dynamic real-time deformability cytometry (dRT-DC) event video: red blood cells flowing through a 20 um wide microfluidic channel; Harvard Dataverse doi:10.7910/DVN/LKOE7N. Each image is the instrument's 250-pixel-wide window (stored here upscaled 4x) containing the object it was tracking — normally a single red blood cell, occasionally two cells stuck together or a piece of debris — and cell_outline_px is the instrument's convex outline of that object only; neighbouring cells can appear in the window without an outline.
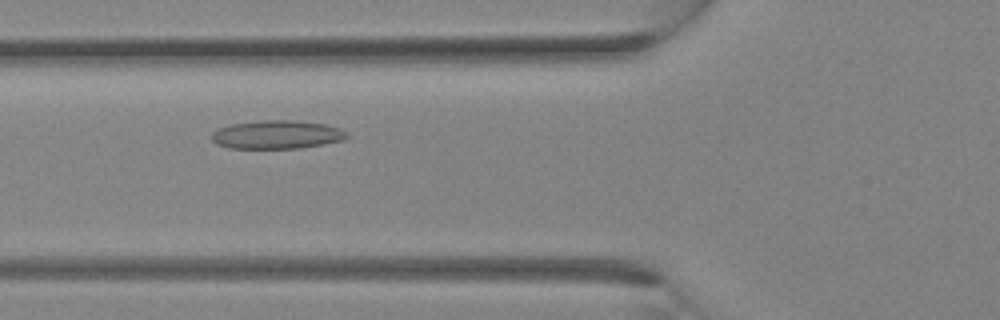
{"species": "Egyptian fruit bat (a non-hibernating species)", "species_latin": "Rousettus aegyptiacus", "temperature_condition": "room temperature", "stored_images_in_passage": 29, "camera_frame_rate_fps": 3000, "um_per_image_px": 0.085, "animal": {"sex": "female"}, "frame": {"image": 1, "passage_image": 9, "time_ms": 2.667, "image_size_px": [1000, 320], "cell_outline_px": [[348, 136], [344, 140], [300, 148], [228, 148], [216, 144], [212, 140], [212, 132], [216, 128], [232, 124], [260, 120], [292, 120], [324, 124], [340, 128], [348, 132]], "centroid_in_image_um": [23.52, 11.44], "position_along_channel_um": 102.3, "area_um2": 22.48}}
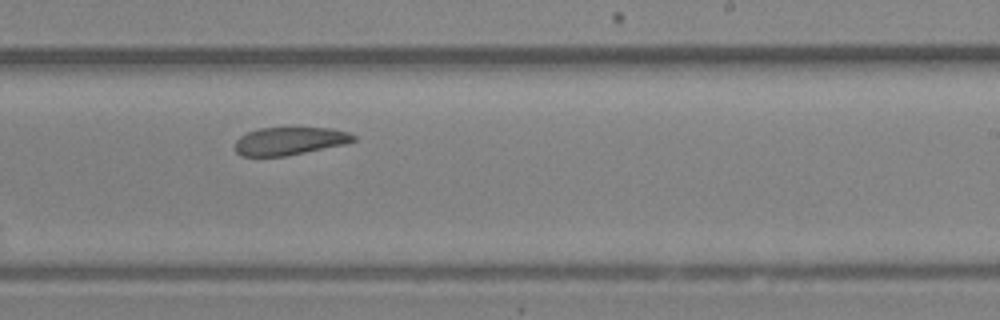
{"frame": {"image": 2, "passage_image": 17, "time_ms": 5.333, "image_size_px": [1000, 320], "cell_outline_px": [[356, 140], [344, 144], [284, 156], [240, 156], [236, 152], [236, 140], [240, 136], [248, 132], [260, 128], [332, 128], [348, 132], [356, 136]], "centroid_in_image_um": [24.61, 11.98], "position_along_channel_um": 264.4, "area_um2": 19.02}}
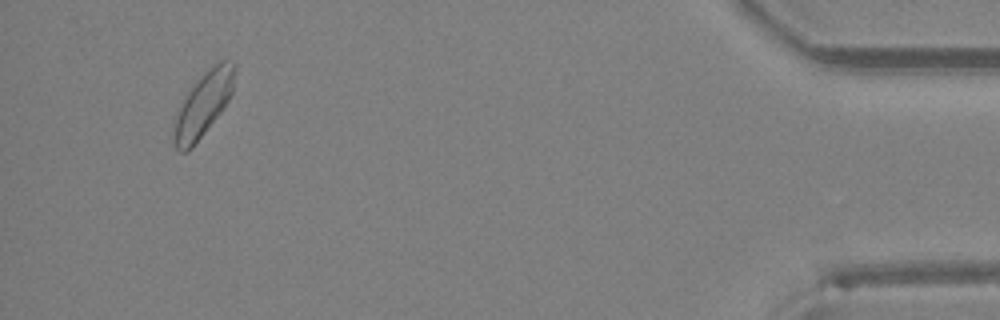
{"frame": {"image": 3, "passage_image": 28, "time_ms": 9.0, "image_size_px": [1000, 320], "cell_outline_px": [[236, 68], [232, 92], [228, 100], [220, 112], [192, 148], [188, 152], [180, 152], [176, 148], [172, 140], [172, 124], [176, 112], [188, 88], [208, 68], [220, 60], [224, 60], [236, 64]], "centroid_in_image_um": [17.22, 8.88], "position_along_channel_um": 418.0, "area_um2": 23.12}}